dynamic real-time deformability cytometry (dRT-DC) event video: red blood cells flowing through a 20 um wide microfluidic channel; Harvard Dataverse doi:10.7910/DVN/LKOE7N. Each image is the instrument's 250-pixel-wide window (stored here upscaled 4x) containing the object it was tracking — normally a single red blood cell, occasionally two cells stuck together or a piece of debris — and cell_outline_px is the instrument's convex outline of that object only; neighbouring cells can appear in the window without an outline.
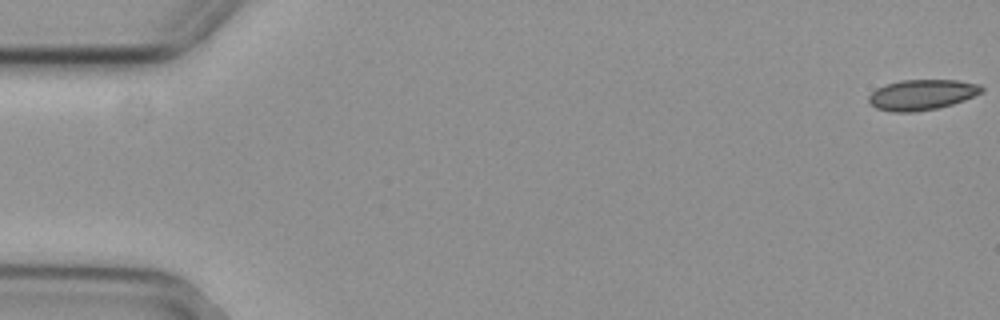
{"species": "common noctule bat (a hibernating species)", "species_latin": "Nyctalus noctula", "temperature_condition": "cold", "stored_images_in_passage": 29, "camera_frame_rate_fps": 3000, "um_per_image_px": 0.085, "animal": {"sex": "female", "body_mass_g": 29.2, "forearm_length_mm": 56.3}, "frame": {"image": 1, "passage_image": 1, "time_ms": 0.0, "image_size_px": [1000, 320], "cell_outline_px": [[984, 88], [980, 92], [964, 100], [952, 104], [936, 108], [912, 112], [892, 112], [876, 108], [868, 100], [868, 96], [876, 88], [900, 80], [956, 80], [980, 84]], "centroid_in_image_um": [78.34, 8.05], "position_along_channel_um": 6.7, "area_um2": 19.83}}